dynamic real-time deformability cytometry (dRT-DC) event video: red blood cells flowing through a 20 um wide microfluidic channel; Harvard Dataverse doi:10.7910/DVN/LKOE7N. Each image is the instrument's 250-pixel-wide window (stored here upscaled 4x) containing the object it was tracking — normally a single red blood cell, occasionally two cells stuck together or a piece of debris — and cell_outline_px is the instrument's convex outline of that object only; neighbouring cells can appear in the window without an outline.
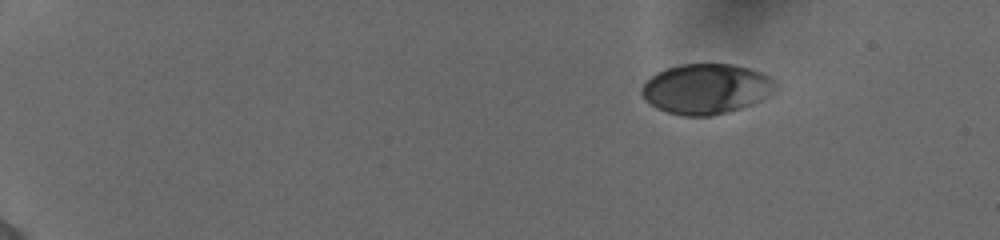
{"species": "human", "species_latin": "Homo sapiens", "temperature_condition": "cold", "stored_images_in_passage": 15, "camera_frame_rate_fps": 3000, "um_per_image_px": 0.085, "donor": {"sex": "female"}, "frame": {"image": 1, "passage_image": 1, "time_ms": 0.0, "image_size_px": [1000, 240], "cell_outline_px": [[780, 88], [764, 100], [728, 112], [712, 116], [684, 116], [668, 112], [656, 108], [644, 100], [640, 92], [640, 88], [656, 72], [680, 64], [732, 64], [748, 68], [772, 76], [780, 84]], "centroid_in_image_um": [60.09, 7.56], "position_along_channel_um": 24.9, "area_um2": 39.77}}
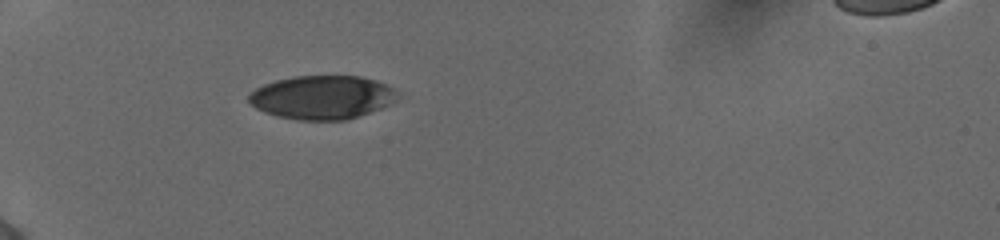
{"frame": {"image": 2, "passage_image": 11, "time_ms": 3.333, "image_size_px": [1000, 240], "cell_outline_px": [[400, 96], [396, 100], [380, 108], [344, 120], [296, 120], [276, 116], [264, 112], [248, 104], [248, 96], [256, 88], [264, 84], [276, 80], [296, 76], [360, 76], [376, 80], [392, 88]], "centroid_in_image_um": [27.34, 8.27], "position_along_channel_um": 57.7, "area_um2": 37.69}}